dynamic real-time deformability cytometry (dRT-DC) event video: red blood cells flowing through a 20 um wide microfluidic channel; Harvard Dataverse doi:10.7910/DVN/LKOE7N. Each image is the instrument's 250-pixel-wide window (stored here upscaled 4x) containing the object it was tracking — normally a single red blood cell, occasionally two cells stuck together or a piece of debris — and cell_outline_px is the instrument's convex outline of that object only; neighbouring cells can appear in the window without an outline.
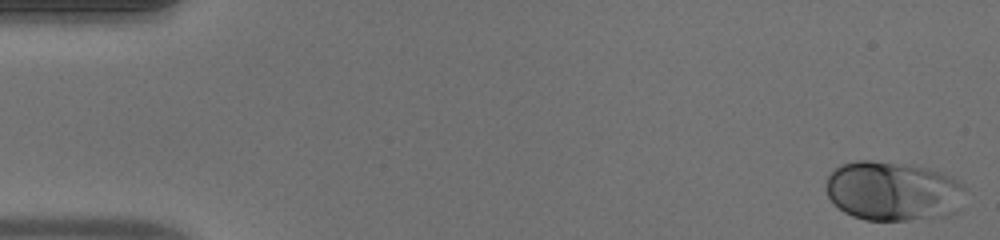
{"species": "human", "species_latin": "Homo sapiens", "temperature_condition": "warm", "stored_images_in_passage": 50, "camera_frame_rate_fps": 3000, "um_per_image_px": 0.085, "donor": {"sex": "male"}, "frame": {"image": 1, "passage_image": 1, "time_ms": 0.0, "image_size_px": [1000, 240], "cell_outline_px": [[968, 188], [960, 212], [948, 216], [908, 220], [864, 220], [852, 216], [844, 212], [828, 196], [824, 188], [828, 176], [840, 164], [856, 160], [872, 160], [904, 164], [928, 168], [948, 176], [964, 184]], "centroid_in_image_um": [75.96, 16.26], "position_along_channel_um": 9.0, "area_um2": 48.96}}
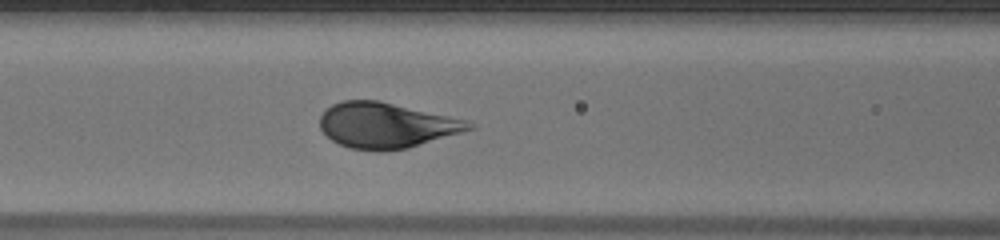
{"frame": {"image": 2, "passage_image": 21, "time_ms": 6.667, "image_size_px": [1000, 240], "cell_outline_px": [[476, 128], [408, 148], [348, 148], [332, 140], [320, 128], [320, 116], [324, 108], [340, 100], [380, 100], [468, 120], [476, 124]], "centroid_in_image_um": [32.85, 10.6], "position_along_channel_um": 133.7, "area_um2": 39.07}}
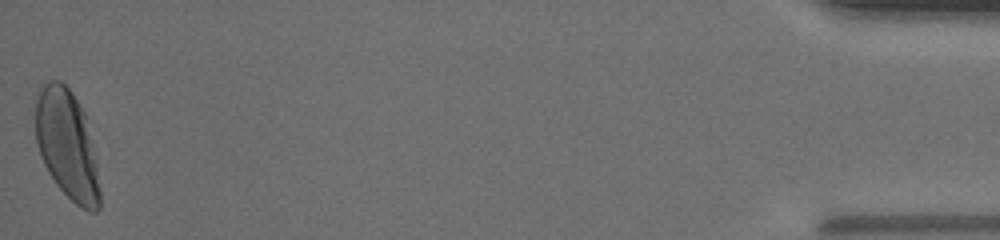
{"frame": {"image": 3, "passage_image": 50, "time_ms": 16.333, "image_size_px": [1000, 240], "cell_outline_px": [[100, 208], [96, 212], [88, 212], [80, 208], [56, 184], [48, 172], [40, 156], [36, 140], [36, 100], [40, 84], [48, 80], [60, 80], [72, 92], [84, 112], [96, 160], [100, 192]], "centroid_in_image_um": [5.69, 12.3], "position_along_channel_um": 429.5, "area_um2": 40.98}, "authors_computed_cell_mechanics": {"area_um2": 41.1825, "velocity_mm_per_s": 4.059, "shape_relaxation_time_tau1_ms": 2.4921, "shape_relaxation_time_tau2_ms": null, "deformation_change_tau1": 0.1693, "deformation_change_tau2": null}}